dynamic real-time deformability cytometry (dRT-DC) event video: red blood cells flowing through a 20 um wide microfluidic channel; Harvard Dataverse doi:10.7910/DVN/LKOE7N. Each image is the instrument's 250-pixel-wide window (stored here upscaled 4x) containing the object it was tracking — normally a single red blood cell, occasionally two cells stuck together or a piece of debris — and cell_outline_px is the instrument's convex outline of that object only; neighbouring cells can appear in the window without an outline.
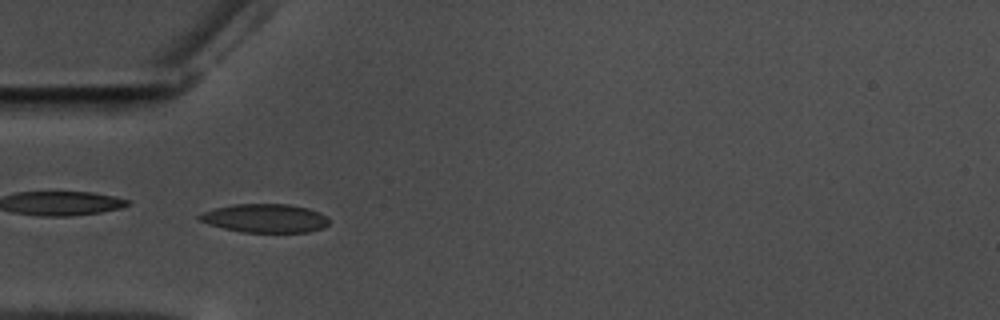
{"species": "common noctule bat (a hibernating species)", "species_latin": "Nyctalus noctula", "temperature_condition": "warm", "stored_images_in_passage": 26, "camera_frame_rate_fps": 3000, "um_per_image_px": 0.085, "animal": {"sex": "male", "body_mass_g": 17.5, "forearm_length_mm": 52.3}, "frame": {"image": 1, "passage_image": 5, "time_ms": 1.333, "image_size_px": [1000, 320], "cell_outline_px": [[328, 224], [324, 228], [308, 232], [240, 232], [208, 224], [200, 220], [196, 216], [204, 212], [216, 208], [236, 204], [288, 204], [308, 208], [320, 212], [328, 216]], "centroid_in_image_um": [22.57, 18.55], "position_along_channel_um": 62.4, "area_um2": 21.62}}
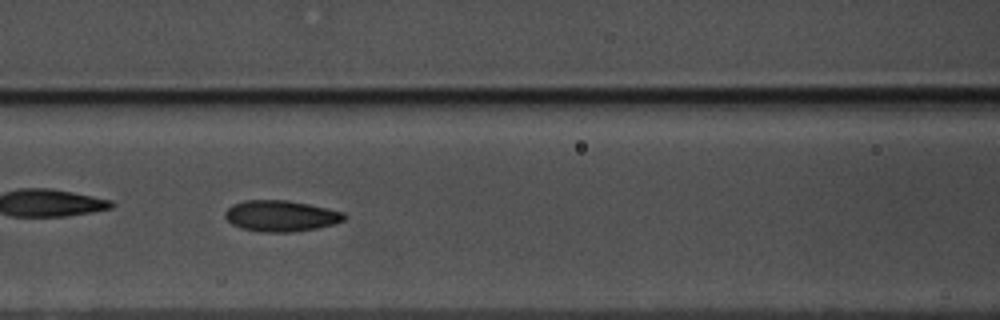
{"frame": {"image": 2, "passage_image": 12, "time_ms": 3.667, "image_size_px": [1000, 320], "cell_outline_px": [[348, 216], [344, 220], [332, 224], [316, 228], [292, 232], [260, 232], [240, 228], [232, 224], [224, 216], [224, 212], [232, 204], [244, 200], [288, 200], [328, 208], [344, 212]], "centroid_in_image_um": [23.86, 18.35], "position_along_channel_um": 142.7, "area_um2": 21.68}}
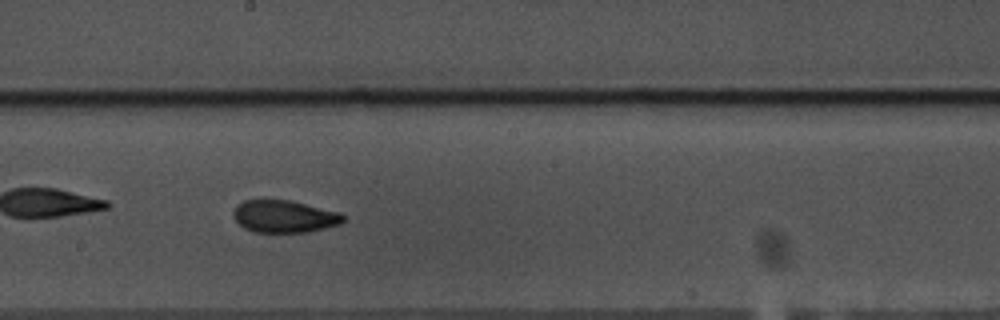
{"frame": {"image": 3, "passage_image": 19, "time_ms": 6.0, "image_size_px": [1000, 320], "cell_outline_px": [[344, 220], [340, 224], [308, 232], [252, 232], [244, 228], [232, 216], [232, 212], [236, 204], [244, 200], [288, 200], [340, 212], [344, 216]], "centroid_in_image_um": [24.12, 18.4], "position_along_channel_um": 224.1, "area_um2": 20.69}}